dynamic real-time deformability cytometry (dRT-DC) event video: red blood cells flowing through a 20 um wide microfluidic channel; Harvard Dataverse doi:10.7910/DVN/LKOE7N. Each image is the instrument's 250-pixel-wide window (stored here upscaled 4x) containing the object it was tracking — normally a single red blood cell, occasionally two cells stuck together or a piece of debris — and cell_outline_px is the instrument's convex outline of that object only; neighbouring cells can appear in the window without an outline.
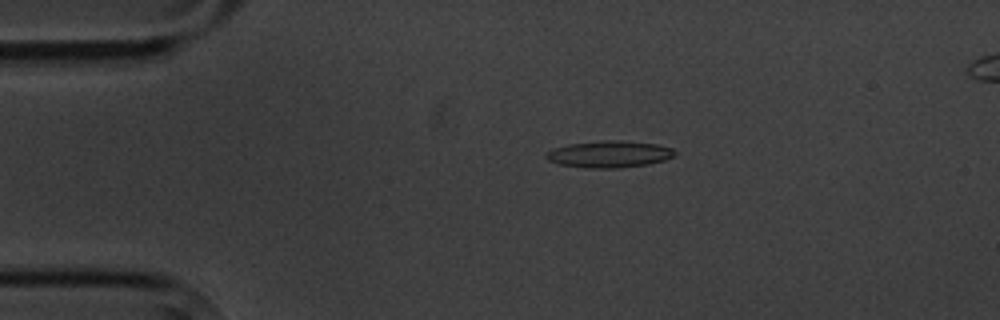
{"species": "common noctule bat (a hibernating species)", "species_latin": "Nyctalus noctula", "temperature_condition": "cold", "stored_images_in_passage": 9, "camera_frame_rate_fps": 3000, "um_per_image_px": 0.085, "animal": {"sex": "male", "body_mass_g": 20.1, "forearm_length_mm": 53.5}, "frame": {"image": 1, "passage_image": 4, "time_ms": 3.667, "image_size_px": [1000, 320], "cell_outline_px": [[676, 156], [664, 160], [648, 164], [616, 168], [588, 168], [560, 164], [548, 160], [544, 156], [552, 148], [568, 144], [604, 140], [616, 140], [660, 144], [672, 148], [676, 152]], "centroid_in_image_um": [51.81, 13.1], "position_along_channel_um": 33.2, "area_um2": 20.11}}
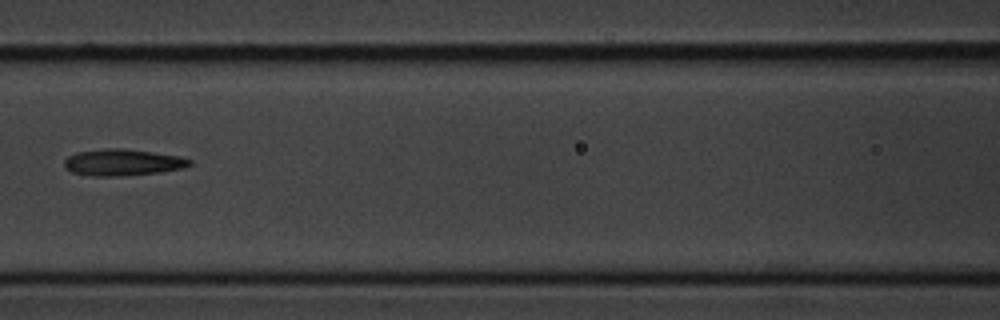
{"frame": {"image": 2, "passage_image": 8, "time_ms": 8.333, "image_size_px": [1000, 320], "cell_outline_px": [[192, 164], [184, 168], [160, 172], [116, 176], [92, 176], [72, 172], [64, 168], [64, 160], [68, 156], [76, 152], [104, 148], [124, 148], [180, 156], [192, 160]], "centroid_in_image_um": [10.41, 13.79], "position_along_channel_um": 156.2, "area_um2": 19.48}}
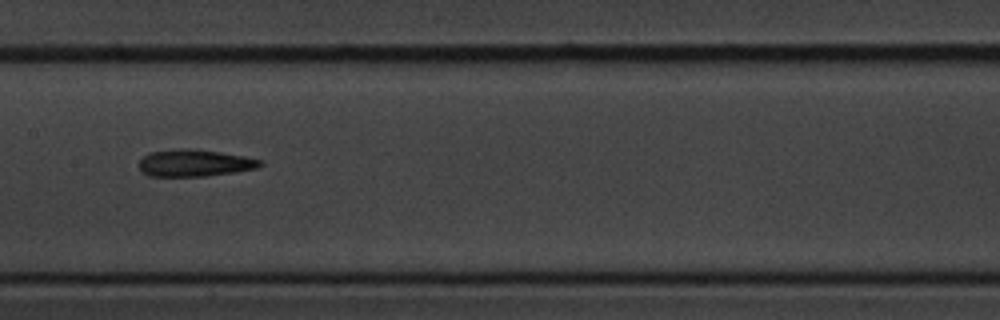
{"frame": {"image": 3, "passage_image": 9, "time_ms": 9.333, "image_size_px": [1000, 320], "cell_outline_px": [[264, 164], [256, 168], [236, 172], [208, 176], [148, 176], [140, 168], [140, 160], [148, 152], [180, 148], [196, 148], [244, 156], [260, 160]], "centroid_in_image_um": [16.54, 13.84], "position_along_channel_um": 190.9, "area_um2": 19.13}}